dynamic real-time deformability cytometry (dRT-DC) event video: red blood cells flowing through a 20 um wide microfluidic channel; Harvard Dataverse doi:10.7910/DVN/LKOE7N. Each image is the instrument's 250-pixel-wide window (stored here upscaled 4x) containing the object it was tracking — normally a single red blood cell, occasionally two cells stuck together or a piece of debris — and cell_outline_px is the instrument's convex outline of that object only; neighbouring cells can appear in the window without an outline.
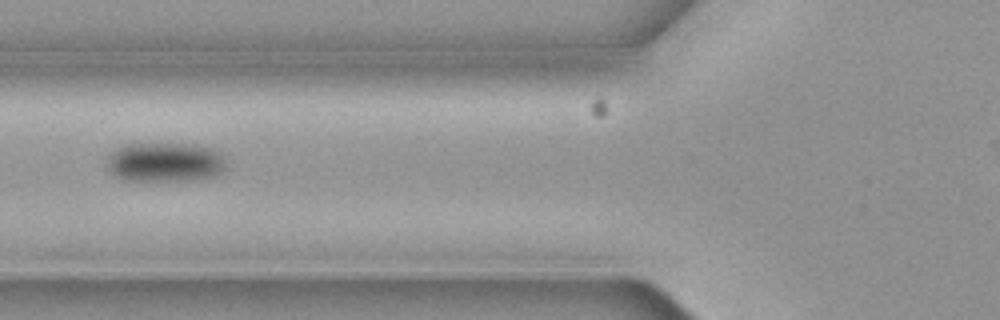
{"species": "common noctule bat (a hibernating species)", "species_latin": "Nyctalus noctula", "temperature_condition": "cold", "stored_images_in_passage": 4, "camera_frame_rate_fps": 3000, "um_per_image_px": 0.085, "animal": {"sex": "female", "body_mass_g": 19.3, "forearm_length_mm": 54.1}, "frame": {"image": 1, "passage_image": 2, "time_ms": 0.333, "image_size_px": [1000, 320], "cell_outline_px": [[224, 168], [220, 172], [212, 176], [192, 180], [124, 180], [116, 176], [108, 168], [104, 156], [108, 152], [124, 144], [192, 144], [212, 148], [220, 152], [224, 160]], "centroid_in_image_um": [13.95, 13.77], "position_along_channel_um": 111.9, "area_um2": 27.46}}
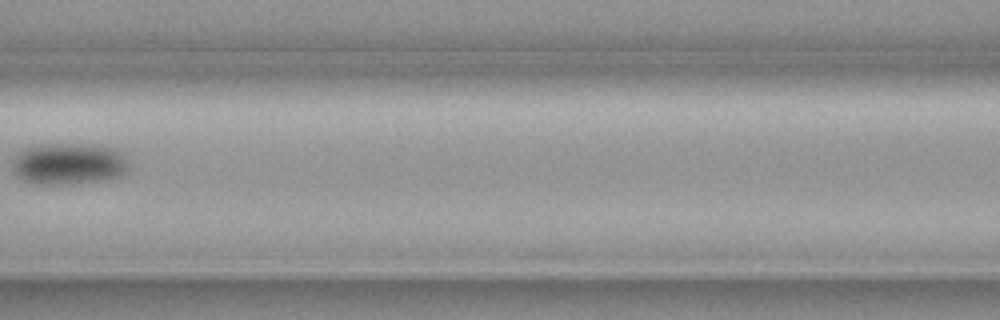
{"frame": {"image": 2, "passage_image": 3, "time_ms": 0.667, "image_size_px": [1000, 320], "cell_outline_px": [[128, 168], [120, 176], [108, 180], [72, 184], [28, 184], [20, 180], [12, 172], [12, 160], [16, 152], [24, 148], [40, 144], [100, 144], [124, 152], [128, 160]], "centroid_in_image_um": [5.81, 13.92], "position_along_channel_um": 160.8, "area_um2": 29.25}}